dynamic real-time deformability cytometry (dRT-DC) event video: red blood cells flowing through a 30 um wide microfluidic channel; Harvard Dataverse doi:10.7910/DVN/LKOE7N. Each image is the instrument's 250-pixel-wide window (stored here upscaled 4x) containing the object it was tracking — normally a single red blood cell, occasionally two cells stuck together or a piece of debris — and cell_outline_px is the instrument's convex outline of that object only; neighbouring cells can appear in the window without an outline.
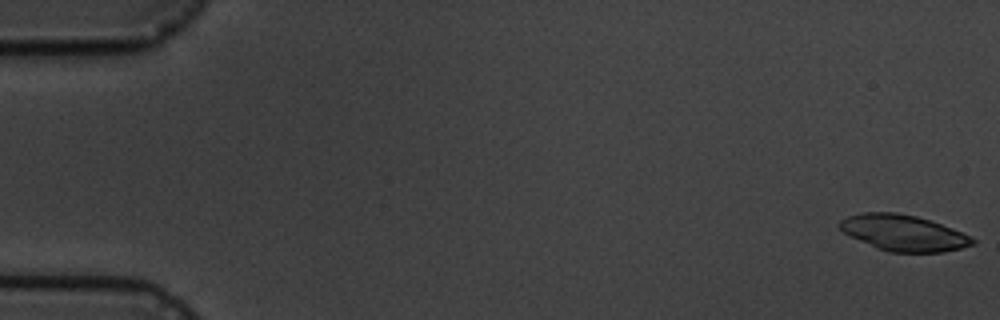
{"species": "common noctule bat (a hibernating species)", "species_latin": "Nyctalus noctula", "temperature_condition": "cold", "stored_images_in_passage": 5, "camera_frame_rate_fps": 3000, "um_per_image_px": 0.085, "animal": {"sex": "male", "body_mass_g": 19.5, "forearm_length_mm": 54.6}, "frame": {"image": 1, "passage_image": 1, "time_ms": 0.0, "image_size_px": [1000, 320], "cell_outline_px": [[976, 244], [944, 252], [888, 252], [876, 248], [844, 232], [836, 224], [840, 220], [848, 216], [864, 212], [896, 212], [916, 216], [940, 224], [960, 232], [976, 240]], "centroid_in_image_um": [76.77, 19.79], "position_along_channel_um": 8.2, "area_um2": 27.57}}